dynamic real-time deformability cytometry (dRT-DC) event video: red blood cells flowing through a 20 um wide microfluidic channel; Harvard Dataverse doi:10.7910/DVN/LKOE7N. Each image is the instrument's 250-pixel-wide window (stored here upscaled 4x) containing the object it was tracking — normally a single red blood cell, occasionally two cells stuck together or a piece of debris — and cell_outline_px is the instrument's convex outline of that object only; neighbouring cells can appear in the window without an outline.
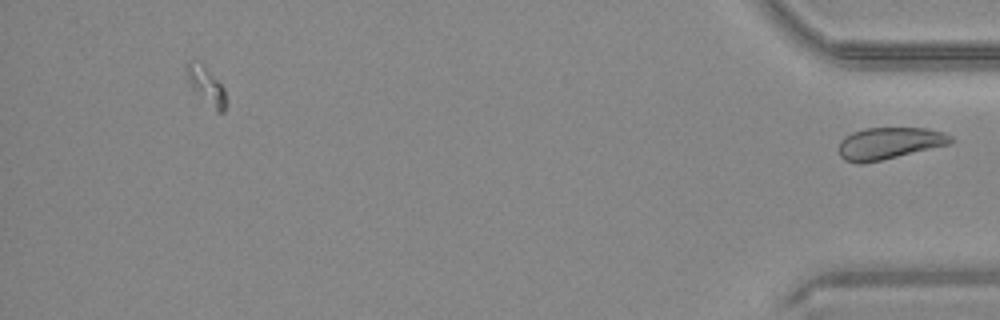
{"species": "common noctule bat (a hibernating species)", "species_latin": "Nyctalus noctula", "temperature_condition": "warm", "stored_images_in_passage": 35, "camera_frame_rate_fps": 3000, "um_per_image_px": 0.085, "animal": {"sex": "male", "body_mass_g": 20.4}, "frame": {"image": 1, "passage_image": 35, "time_ms": 11.333, "image_size_px": [1000, 320], "cell_outline_px": [[952, 140], [948, 144], [880, 160], [860, 164], [856, 164], [844, 160], [840, 156], [840, 140], [844, 136], [852, 132], [864, 128], [928, 128], [944, 132], [952, 136]], "centroid_in_image_um": [75.54, 12.16], "position_along_channel_um": 359.7, "area_um2": 20.58}}